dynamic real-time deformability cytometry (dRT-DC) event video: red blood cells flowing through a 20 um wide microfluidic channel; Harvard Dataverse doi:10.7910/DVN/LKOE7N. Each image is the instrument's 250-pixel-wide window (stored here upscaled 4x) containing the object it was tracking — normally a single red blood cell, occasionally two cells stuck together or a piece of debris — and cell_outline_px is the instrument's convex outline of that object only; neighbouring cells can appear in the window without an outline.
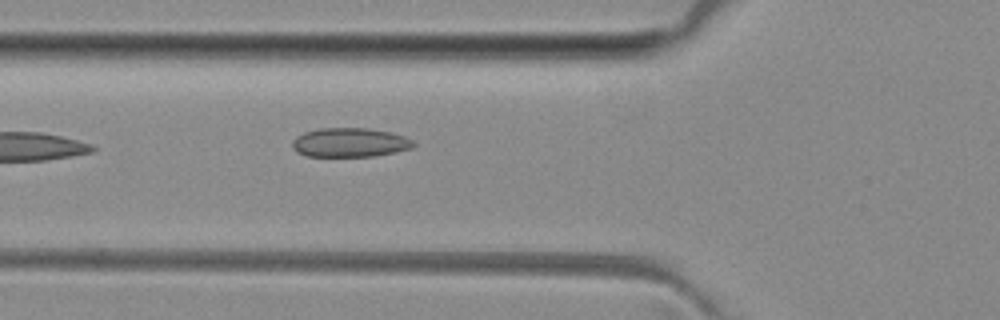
{"species": "common noctule bat (a hibernating species)", "species_latin": "Nyctalus noctula", "temperature_condition": "room temperature", "stored_images_in_passage": 6, "camera_frame_rate_fps": 3000, "um_per_image_px": 0.085, "animal": {"sex": "female", "body_mass_g": 29.2, "forearm_length_mm": 56.3}, "frame": {"image": 1, "passage_image": 6, "time_ms": 5.667, "image_size_px": [1000, 320], "cell_outline_px": [[416, 144], [412, 148], [396, 152], [372, 156], [304, 156], [296, 152], [292, 148], [292, 140], [296, 136], [304, 132], [320, 128], [368, 128], [392, 132], [404, 136], [412, 140]], "centroid_in_image_um": [29.72, 12.11], "position_along_channel_um": 96.1, "area_um2": 20.75}}